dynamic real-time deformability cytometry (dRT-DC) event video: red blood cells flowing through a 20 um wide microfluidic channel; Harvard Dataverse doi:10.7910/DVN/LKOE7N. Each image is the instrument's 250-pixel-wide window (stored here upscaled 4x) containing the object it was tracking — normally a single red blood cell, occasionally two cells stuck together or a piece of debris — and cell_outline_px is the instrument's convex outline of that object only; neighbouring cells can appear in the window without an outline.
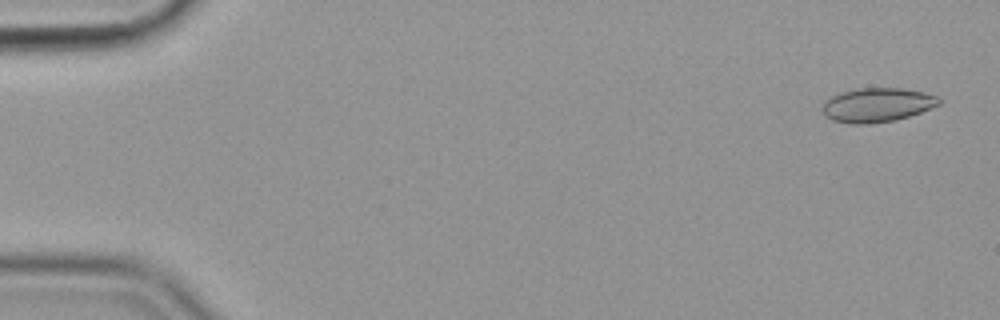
{"species": "common noctule bat (a hibernating species)", "species_latin": "Nyctalus noctula", "temperature_condition": "cold", "stored_images_in_passage": 56, "camera_frame_rate_fps": 3000, "um_per_image_px": 0.085, "animal": {"sex": "female", "body_mass_g": 19.9}, "frame": {"image": 1, "passage_image": 2, "time_ms": 0.333, "image_size_px": [1000, 320], "cell_outline_px": [[944, 100], [940, 104], [920, 112], [896, 120], [872, 124], [848, 124], [832, 120], [824, 116], [824, 100], [840, 92], [856, 88], [900, 88], [924, 92], [936, 96]], "centroid_in_image_um": [74.55, 8.92], "position_along_channel_um": 10.4, "area_um2": 23.35}}
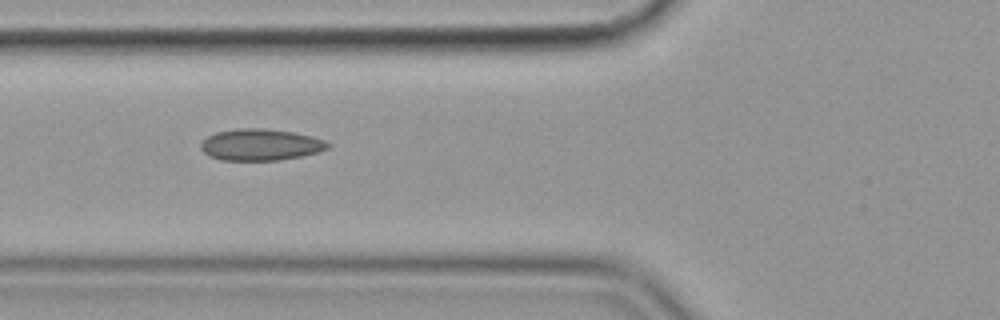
{"frame": {"image": 2, "passage_image": 21, "time_ms": 6.667, "image_size_px": [1000, 320], "cell_outline_px": [[332, 144], [328, 148], [320, 152], [280, 160], [220, 160], [208, 156], [200, 148], [200, 144], [208, 136], [216, 132], [236, 128], [260, 128], [296, 132], [312, 136], [324, 140]], "centroid_in_image_um": [22.16, 12.3], "position_along_channel_um": 103.6, "area_um2": 23.52}}
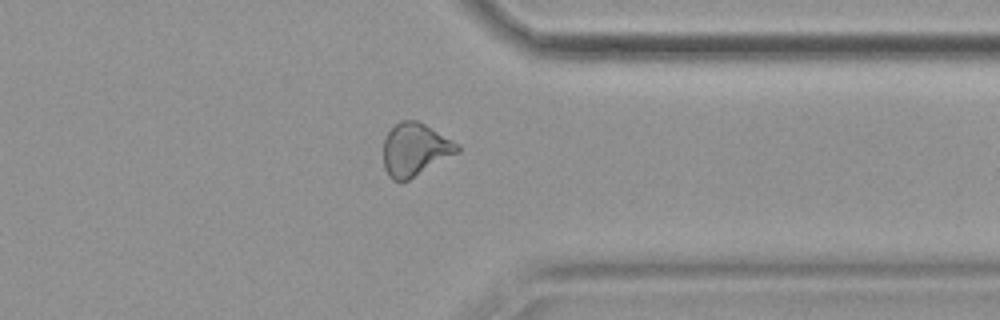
{"frame": {"image": 3, "passage_image": 44, "time_ms": 14.333, "image_size_px": [1000, 320], "cell_outline_px": [[460, 152], [408, 180], [400, 184], [392, 180], [388, 176], [384, 168], [384, 140], [388, 132], [400, 120], [416, 120], [424, 124], [460, 144]], "centroid_in_image_um": [35.28, 12.74], "position_along_channel_um": 376.1, "area_um2": 22.89}, "authors_computed_cell_mechanics": {"area_um2": 22.8888, "velocity_mm_per_s": 3.5922, "shape_relaxation_time_tau1_ms": null, "shape_relaxation_time_tau2_ms": 3.2886, "deformation_change_tau1": null, "deformation_change_tau2": 0.0775}}